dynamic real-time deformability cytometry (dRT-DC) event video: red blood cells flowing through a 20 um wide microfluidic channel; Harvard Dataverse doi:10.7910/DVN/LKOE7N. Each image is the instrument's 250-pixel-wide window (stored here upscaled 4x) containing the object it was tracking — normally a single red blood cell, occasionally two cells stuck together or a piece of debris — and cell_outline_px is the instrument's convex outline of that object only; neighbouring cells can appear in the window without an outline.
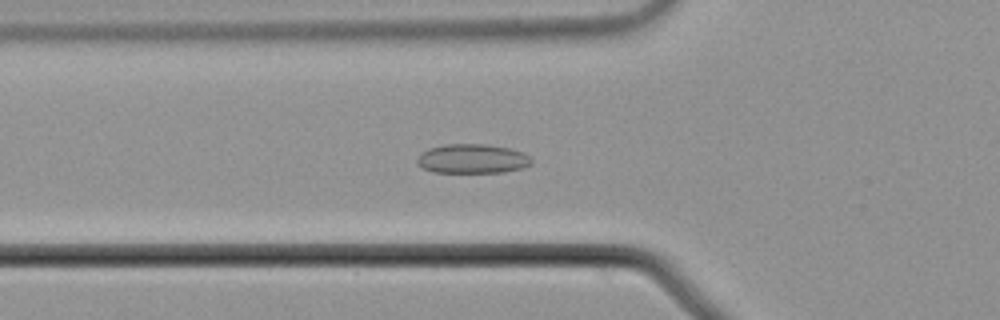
{"species": "common noctule bat (a hibernating species)", "species_latin": "Nyctalus noctula", "temperature_condition": "cold", "stored_images_in_passage": 56, "camera_frame_rate_fps": 3000, "um_per_image_px": 0.085, "animal": {"sex": "male", "body_mass_g": 21.5, "forearm_length_mm": 52.0}, "frame": {"image": 1, "passage_image": 20, "time_ms": 6.333, "image_size_px": [1000, 320], "cell_outline_px": [[532, 164], [524, 168], [504, 172], [432, 172], [416, 164], [416, 160], [420, 152], [428, 148], [444, 144], [484, 144], [508, 148], [524, 152], [532, 160]], "centroid_in_image_um": [40.13, 13.49], "position_along_channel_um": 85.7, "area_um2": 19.71}}
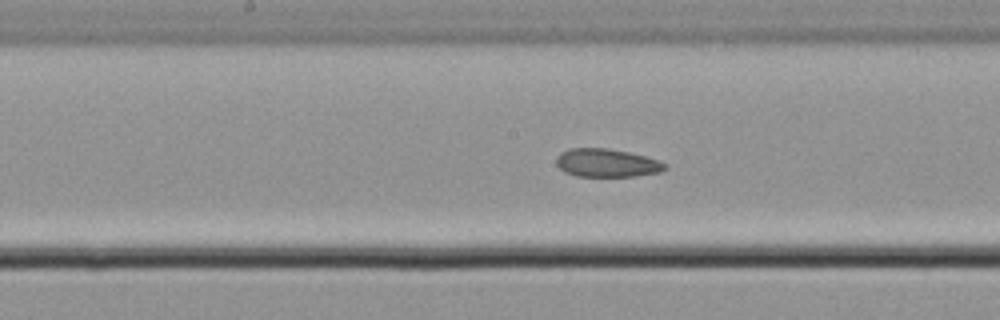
{"frame": {"image": 2, "passage_image": 29, "time_ms": 9.333, "image_size_px": [1000, 320], "cell_outline_px": [[664, 168], [660, 172], [636, 176], [576, 176], [564, 172], [556, 164], [556, 156], [560, 152], [568, 148], [608, 148], [628, 152], [644, 156], [656, 160], [664, 164]], "centroid_in_image_um": [51.49, 13.84], "position_along_channel_um": 196.7, "area_um2": 17.74}}
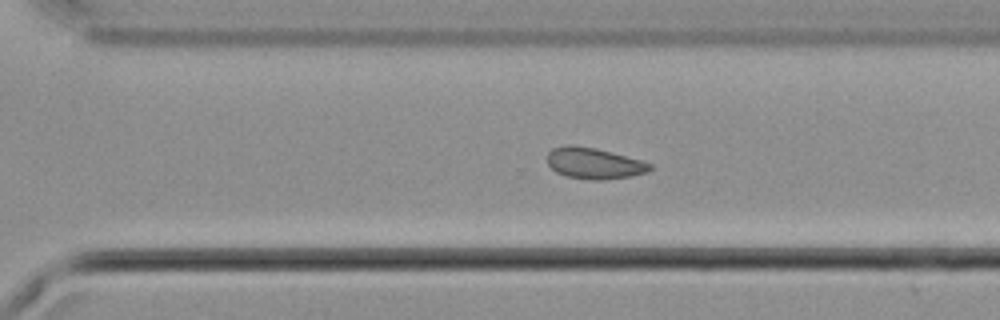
{"frame": {"image": 3, "passage_image": 39, "time_ms": 12.667, "image_size_px": [1000, 320], "cell_outline_px": [[652, 168], [648, 172], [632, 176], [600, 180], [588, 180], [568, 176], [556, 172], [548, 164], [548, 152], [552, 148], [568, 144], [572, 144], [596, 148], [612, 152], [640, 160], [652, 164]], "centroid_in_image_um": [50.49, 13.87], "position_along_channel_um": 320.1, "area_um2": 18.67}, "authors_computed_cell_mechanics": {"area_um2": 19.2474, "velocity_mm_per_s": 3.701, "shape_relaxation_time_tau1_ms": null, "shape_relaxation_time_tau2_ms": 2.3278, "deformation_change_tau1": null, "deformation_change_tau2": 0.0561}}